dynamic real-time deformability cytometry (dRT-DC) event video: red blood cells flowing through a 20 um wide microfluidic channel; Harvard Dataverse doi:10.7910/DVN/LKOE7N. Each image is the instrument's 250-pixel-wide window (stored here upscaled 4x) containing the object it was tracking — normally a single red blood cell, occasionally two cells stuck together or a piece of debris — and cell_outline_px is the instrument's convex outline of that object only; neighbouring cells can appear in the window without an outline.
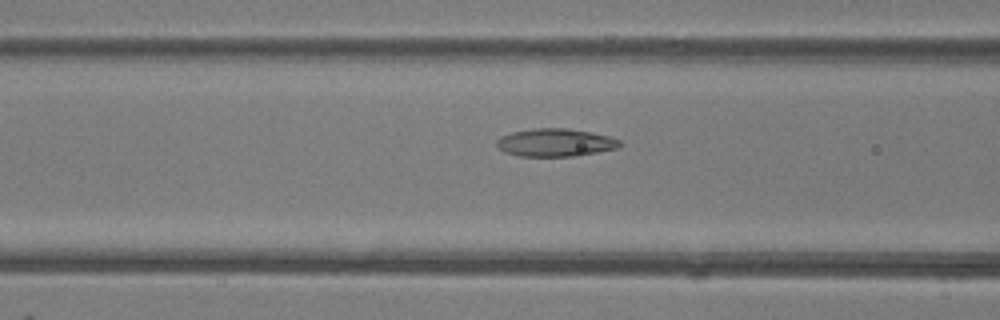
{"species": "common noctule bat (a hibernating species)", "species_latin": "Nyctalus noctula", "temperature_condition": "room temperature", "stored_images_in_passage": 4, "camera_frame_rate_fps": 3000, "um_per_image_px": 0.085, "animal": {"sex": "female"}, "frame": {"image": 1, "passage_image": 4, "time_ms": 4.333, "image_size_px": [1000, 320], "cell_outline_px": [[624, 144], [616, 148], [576, 156], [516, 156], [504, 152], [496, 144], [496, 140], [500, 136], [512, 132], [536, 128], [568, 128], [592, 132], [612, 136], [620, 140]], "centroid_in_image_um": [47.22, 12.11], "position_along_channel_um": 119.4, "area_um2": 20.17}}